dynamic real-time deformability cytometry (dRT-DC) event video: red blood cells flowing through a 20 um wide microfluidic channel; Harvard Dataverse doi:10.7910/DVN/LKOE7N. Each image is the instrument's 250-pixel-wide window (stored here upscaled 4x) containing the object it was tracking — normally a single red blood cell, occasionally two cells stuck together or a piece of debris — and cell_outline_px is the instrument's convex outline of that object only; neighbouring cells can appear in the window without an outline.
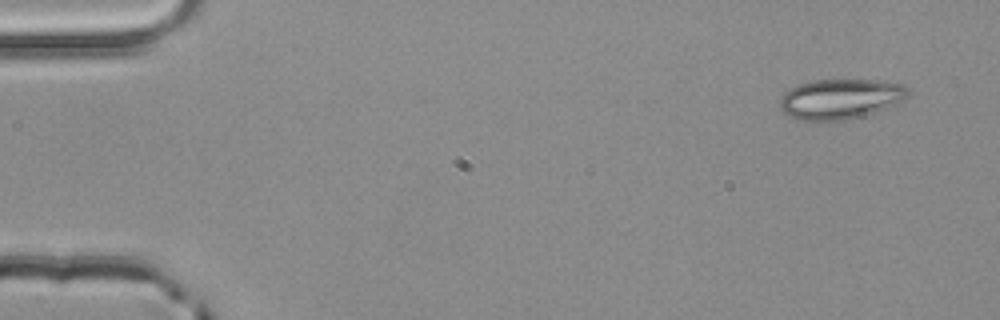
{"species": "common noctule bat (a hibernating species)", "species_latin": "Nyctalus noctula", "temperature_condition": "room temperature", "stored_images_in_passage": 3, "camera_frame_rate_fps": 3000, "um_per_image_px": 0.085, "animal": {"sex": "male", "body_mass_g": 20.4}, "frame": {"image": 1, "passage_image": 1, "time_ms": 0.0, "image_size_px": [1000, 320], "cell_outline_px": [[908, 96], [904, 100], [888, 108], [864, 116], [844, 120], [796, 120], [784, 112], [780, 108], [780, 96], [788, 88], [812, 80], [876, 80], [904, 84], [908, 88]], "centroid_in_image_um": [71.44, 8.41], "position_along_channel_um": 13.6, "area_um2": 30.23}}